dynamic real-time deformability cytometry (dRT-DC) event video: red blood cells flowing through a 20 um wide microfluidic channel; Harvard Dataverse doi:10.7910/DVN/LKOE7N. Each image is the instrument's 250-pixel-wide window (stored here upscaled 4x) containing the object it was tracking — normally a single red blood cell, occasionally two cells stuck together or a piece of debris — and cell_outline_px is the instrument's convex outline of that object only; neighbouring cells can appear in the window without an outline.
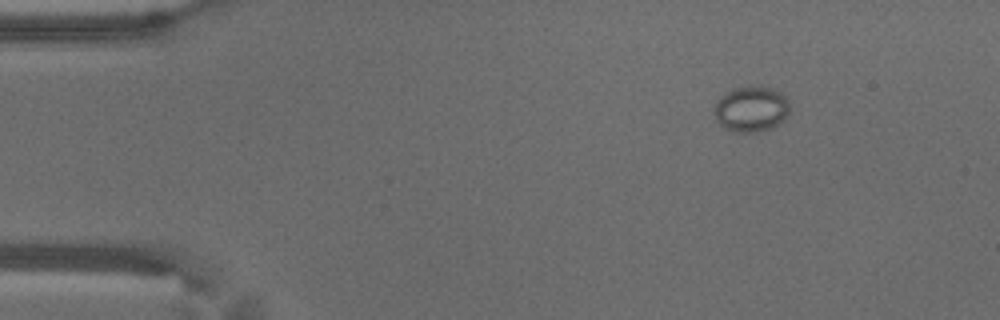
{"species": "common noctule bat (a hibernating species)", "species_latin": "Nyctalus noctula", "temperature_condition": "warm", "stored_images_in_passage": 51, "camera_frame_rate_fps": 3000, "um_per_image_px": 0.085, "animal": {"sex": "male", "body_mass_g": 18.8}, "frame": {"image": 1, "passage_image": 2, "time_ms": 0.333, "image_size_px": [1000, 320], "cell_outline_px": [[788, 112], [784, 120], [780, 124], [772, 128], [752, 132], [732, 132], [724, 128], [716, 120], [716, 100], [724, 92], [732, 88], [748, 84], [772, 88], [780, 92], [788, 100]], "centroid_in_image_um": [63.84, 9.24], "position_along_channel_um": 21.2, "area_um2": 20.35}}
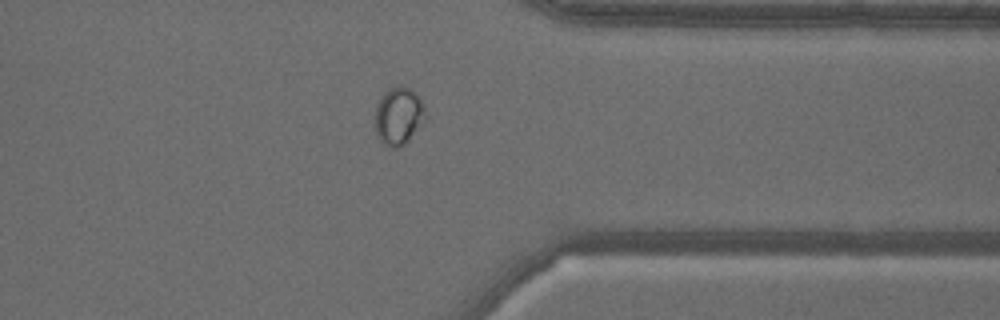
{"frame": {"image": 2, "passage_image": 39, "time_ms": 12.667, "image_size_px": [1000, 320], "cell_outline_px": [[428, 116], [408, 140], [404, 144], [396, 148], [392, 148], [380, 140], [376, 136], [376, 104], [380, 96], [384, 92], [400, 84], [416, 92], [420, 96]], "centroid_in_image_um": [33.9, 9.82], "position_along_channel_um": 377.5, "area_um2": 16.99}}
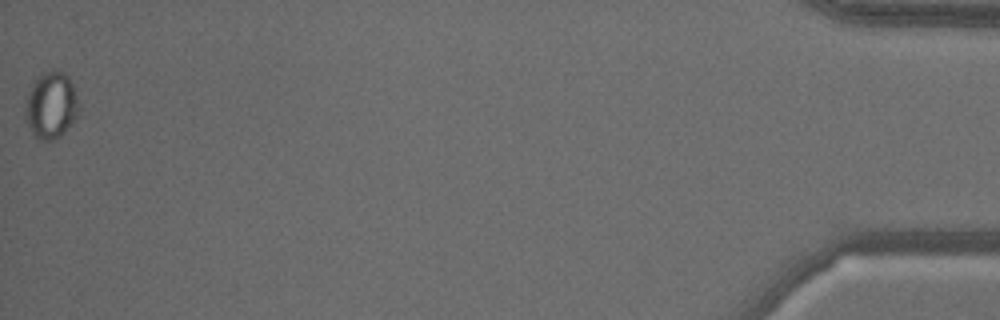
{"frame": {"image": 3, "passage_image": 51, "time_ms": 16.667, "image_size_px": [1000, 320], "cell_outline_px": [[80, 112], [60, 136], [52, 140], [40, 140], [32, 132], [24, 116], [24, 108], [28, 92], [36, 76], [52, 68], [56, 68], [64, 72], [68, 76], [72, 84], [80, 104]], "centroid_in_image_um": [4.34, 8.9], "position_along_channel_um": 430.9, "area_um2": 21.1}}